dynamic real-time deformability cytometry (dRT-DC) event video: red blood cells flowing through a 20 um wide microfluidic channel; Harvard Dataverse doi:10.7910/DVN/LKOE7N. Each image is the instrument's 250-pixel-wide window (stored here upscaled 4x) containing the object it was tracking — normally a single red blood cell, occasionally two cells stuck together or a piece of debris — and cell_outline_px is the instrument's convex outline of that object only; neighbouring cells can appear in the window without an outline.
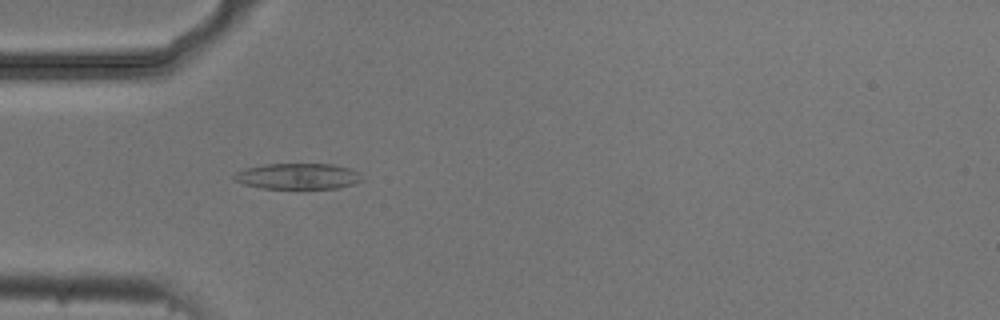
{"species": "common noctule bat (a hibernating species)", "species_latin": "Nyctalus noctula", "temperature_condition": "cold", "stored_images_in_passage": 10, "camera_frame_rate_fps": 3000, "um_per_image_px": 0.085, "animal": {"sex": "male", "body_mass_g": 20.5, "forearm_length_mm": 52.5}, "frame": {"image": 1, "passage_image": 4, "time_ms": 1.0, "image_size_px": [1000, 320], "cell_outline_px": [[364, 180], [352, 184], [336, 188], [260, 188], [244, 184], [236, 180], [232, 176], [236, 172], [244, 168], [264, 164], [332, 164], [348, 168], [356, 172]], "centroid_in_image_um": [25.27, 14.97], "position_along_channel_um": 59.7, "area_um2": 19.07}}
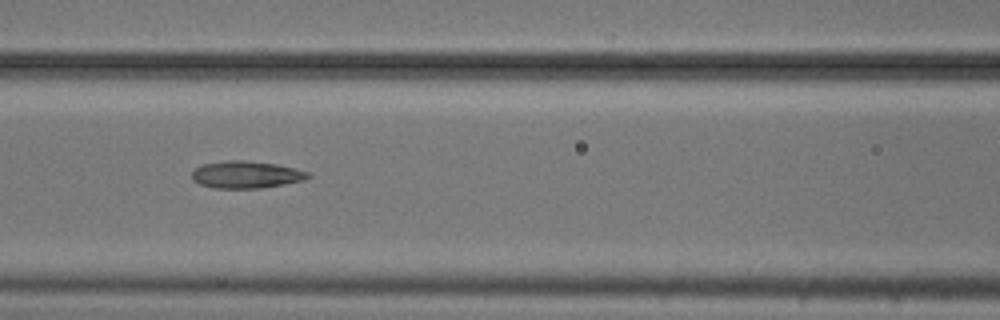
{"frame": {"image": 2, "passage_image": 6, "time_ms": 1.667, "image_size_px": [1000, 320], "cell_outline_px": [[312, 176], [304, 180], [284, 184], [260, 188], [216, 188], [200, 184], [192, 180], [192, 172], [196, 168], [204, 164], [228, 160], [244, 160], [276, 164], [308, 172]], "centroid_in_image_um": [20.92, 14.84], "position_along_channel_um": 145.7, "area_um2": 18.21}}
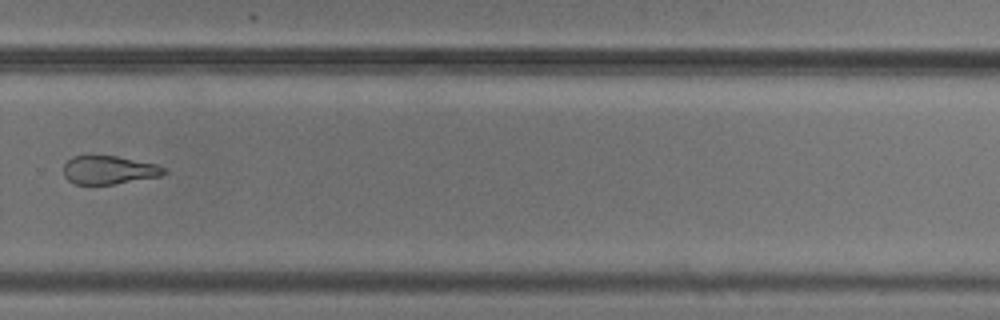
{"frame": {"image": 3, "passage_image": 10, "time_ms": 3.0, "image_size_px": [1000, 320], "cell_outline_px": [[168, 172], [160, 176], [116, 184], [76, 184], [68, 180], [64, 176], [64, 164], [72, 156], [88, 152], [116, 156], [156, 164], [164, 168]], "centroid_in_image_um": [9.21, 14.41], "position_along_channel_um": 320.6, "area_um2": 17.17}}